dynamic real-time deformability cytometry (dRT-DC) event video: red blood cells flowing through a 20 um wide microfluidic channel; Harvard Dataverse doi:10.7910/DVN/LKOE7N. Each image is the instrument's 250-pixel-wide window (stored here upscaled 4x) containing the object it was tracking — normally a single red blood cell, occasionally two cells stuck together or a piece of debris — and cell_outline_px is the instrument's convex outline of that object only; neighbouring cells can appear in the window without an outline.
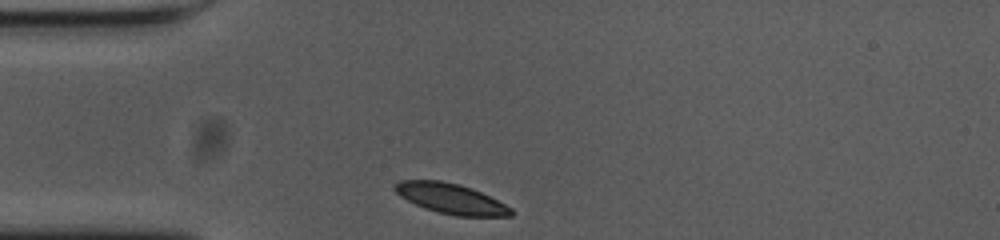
{"species": "common noctule bat (a hibernating species)", "species_latin": "Nyctalus noctula", "temperature_condition": "cold", "stored_images_in_passage": 31, "camera_frame_rate_fps": 3000, "um_per_image_px": 0.085, "animal": {"sex": "female", "body_mass_g": 23.0, "forearm_length_mm": 53.4}, "frame": {"image": 1, "passage_image": 1, "time_ms": 0.0, "image_size_px": [1000, 240], "cell_outline_px": [[512, 216], [456, 216], [424, 208], [400, 196], [392, 188], [400, 180], [440, 180], [460, 184], [472, 188], [512, 208]], "centroid_in_image_um": [38.31, 16.87], "position_along_channel_um": 46.7, "area_um2": 20.23}}
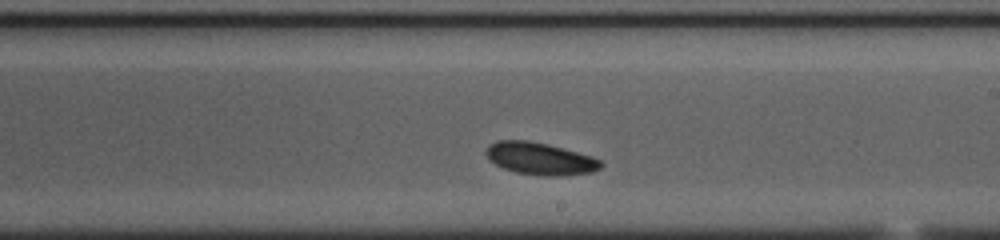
{"frame": {"image": 2, "passage_image": 19, "time_ms": 6.0, "image_size_px": [1000, 240], "cell_outline_px": [[604, 164], [600, 168], [592, 172], [556, 176], [544, 176], [516, 172], [504, 168], [496, 164], [484, 152], [488, 144], [496, 140], [528, 140], [548, 144], [592, 156], [600, 160]], "centroid_in_image_um": [45.91, 13.47], "position_along_channel_um": 243.1, "area_um2": 21.5}}
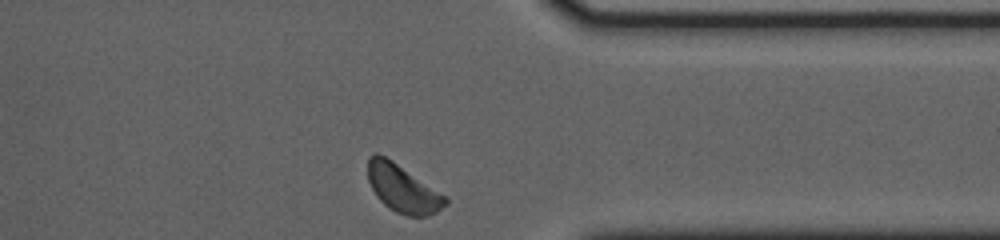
{"frame": {"image": 3, "passage_image": 31, "time_ms": 10.0, "image_size_px": [1000, 240], "cell_outline_px": [[448, 204], [436, 212], [424, 216], [408, 216], [396, 212], [388, 208], [376, 196], [368, 180], [368, 156], [376, 152], [392, 160], [448, 196]], "centroid_in_image_um": [34.25, 16.02], "position_along_channel_um": 377.2, "area_um2": 21.68}}